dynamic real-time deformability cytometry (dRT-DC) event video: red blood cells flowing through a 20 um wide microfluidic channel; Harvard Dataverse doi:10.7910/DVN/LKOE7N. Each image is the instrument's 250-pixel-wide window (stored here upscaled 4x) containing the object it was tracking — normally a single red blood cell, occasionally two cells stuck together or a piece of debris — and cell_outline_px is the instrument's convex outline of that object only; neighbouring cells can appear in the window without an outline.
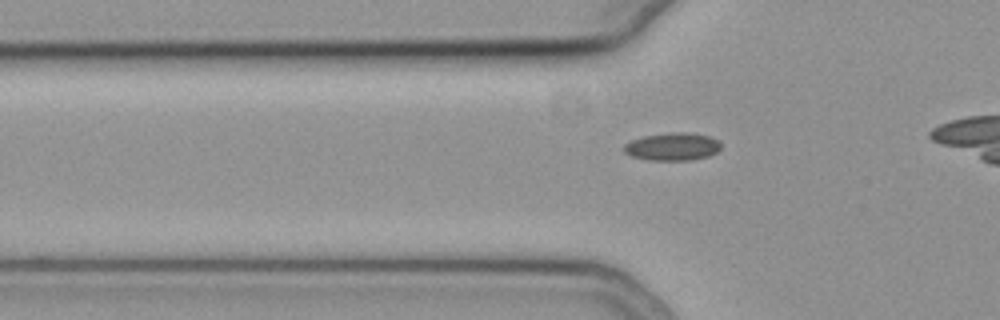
{"species": "common noctule bat (a hibernating species)", "species_latin": "Nyctalus noctula", "temperature_condition": "cold", "stored_images_in_passage": 33, "camera_frame_rate_fps": 3000, "um_per_image_px": 0.085, "animal": {"sex": "female", "body_mass_g": 19.3, "forearm_length_mm": 54.1}, "frame": {"image": 1, "passage_image": 10, "time_ms": 3.0, "image_size_px": [1000, 320], "cell_outline_px": [[720, 148], [716, 152], [708, 156], [692, 160], [648, 160], [632, 156], [624, 152], [624, 144], [632, 140], [644, 136], [672, 132], [688, 132], [712, 136], [720, 140]], "centroid_in_image_um": [57.19, 12.45], "position_along_channel_um": 68.6, "area_um2": 15.78}}
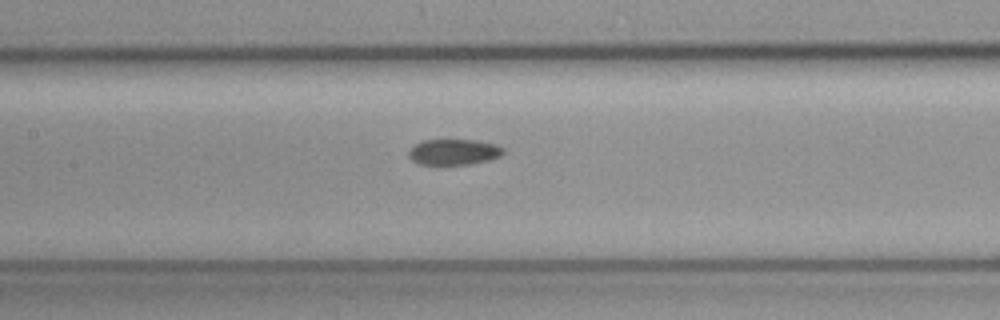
{"frame": {"image": 2, "passage_image": 18, "time_ms": 5.667, "image_size_px": [1000, 320], "cell_outline_px": [[504, 152], [500, 156], [488, 160], [468, 164], [420, 164], [412, 160], [408, 156], [408, 152], [416, 144], [424, 140], [476, 140], [492, 144], [504, 148]], "centroid_in_image_um": [38.56, 12.92], "position_along_channel_um": 168.8, "area_um2": 13.93}}
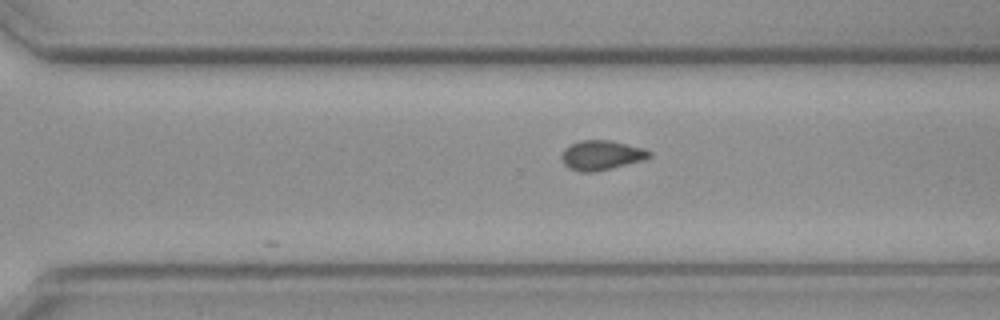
{"frame": {"image": 3, "passage_image": 30, "time_ms": 9.667, "image_size_px": [1000, 320], "cell_outline_px": [[652, 156], [644, 160], [612, 168], [592, 172], [580, 172], [568, 168], [560, 160], [560, 156], [564, 148], [580, 140], [608, 140], [644, 148], [652, 152]], "centroid_in_image_um": [51.1, 13.2], "position_along_channel_um": 319.5, "area_um2": 15.26}}